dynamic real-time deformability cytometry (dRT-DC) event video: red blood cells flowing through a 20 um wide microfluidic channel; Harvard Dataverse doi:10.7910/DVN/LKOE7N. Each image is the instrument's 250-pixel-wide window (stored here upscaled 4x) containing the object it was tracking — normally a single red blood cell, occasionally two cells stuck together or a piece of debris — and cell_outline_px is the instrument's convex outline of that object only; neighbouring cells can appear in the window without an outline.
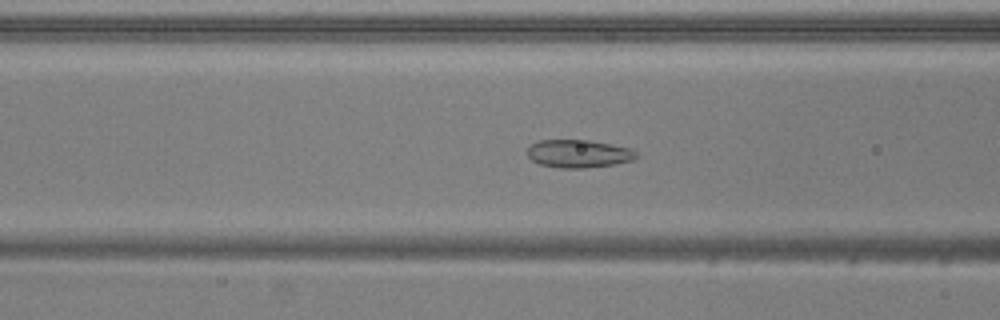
{"species": "common noctule bat (a hibernating species)", "species_latin": "Nyctalus noctula", "temperature_condition": "warm", "stored_images_in_passage": 44, "camera_frame_rate_fps": 3000, "um_per_image_px": 0.085, "animal": {"sex": "male", "body_mass_g": 20.5, "forearm_length_mm": 52.5}, "frame": {"image": 1, "passage_image": 19, "time_ms": 6.0, "image_size_px": [1000, 320], "cell_outline_px": [[640, 156], [632, 160], [616, 164], [584, 168], [560, 168], [540, 164], [532, 160], [528, 156], [528, 148], [532, 144], [540, 140], [588, 140], [612, 144], [632, 148]], "centroid_in_image_um": [49.22, 13.06], "position_along_channel_um": 117.4, "area_um2": 17.8}}
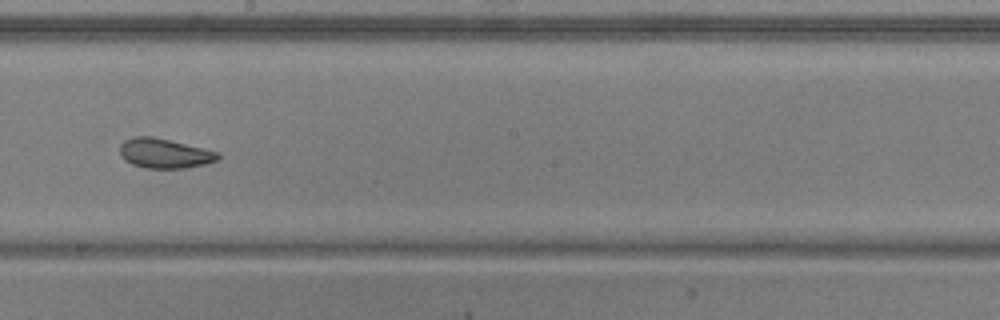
{"frame": {"image": 2, "passage_image": 28, "time_ms": 9.0, "image_size_px": [1000, 320], "cell_outline_px": [[220, 156], [216, 160], [204, 164], [188, 168], [144, 168], [132, 164], [124, 160], [120, 152], [120, 144], [124, 140], [132, 136], [152, 136], [204, 148], [220, 152]], "centroid_in_image_um": [13.97, 13.03], "position_along_channel_um": 234.2, "area_um2": 17.05}}
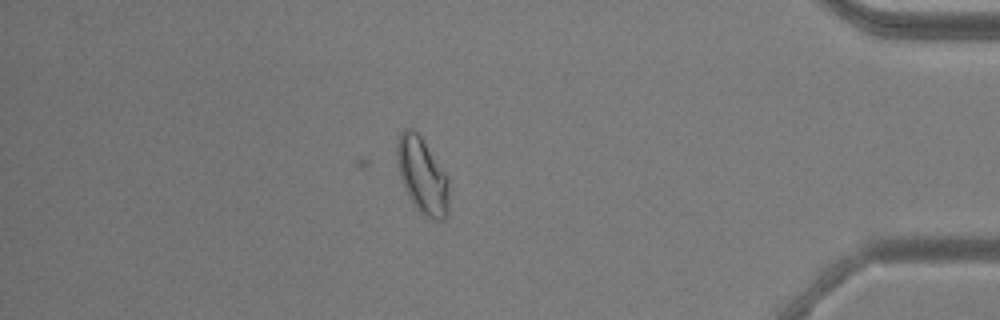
{"frame": {"image": 3, "passage_image": 44, "time_ms": 14.333, "image_size_px": [1000, 320], "cell_outline_px": [[448, 212], [444, 220], [432, 220], [424, 216], [416, 208], [408, 196], [404, 188], [400, 176], [396, 156], [396, 144], [400, 132], [404, 128], [412, 128], [420, 132], [448, 176]], "centroid_in_image_um": [35.89, 14.88], "position_along_channel_um": 399.3, "area_um2": 23.64}, "authors_computed_cell_mechanics": {"area_um2": 17.3689, "velocity_mm_per_s": 3.8935, "shape_relaxation_time_tau1_ms": null, "shape_relaxation_time_tau2_ms": 1.409, "deformation_change_tau1": null, "deformation_change_tau2": 0.0588}}